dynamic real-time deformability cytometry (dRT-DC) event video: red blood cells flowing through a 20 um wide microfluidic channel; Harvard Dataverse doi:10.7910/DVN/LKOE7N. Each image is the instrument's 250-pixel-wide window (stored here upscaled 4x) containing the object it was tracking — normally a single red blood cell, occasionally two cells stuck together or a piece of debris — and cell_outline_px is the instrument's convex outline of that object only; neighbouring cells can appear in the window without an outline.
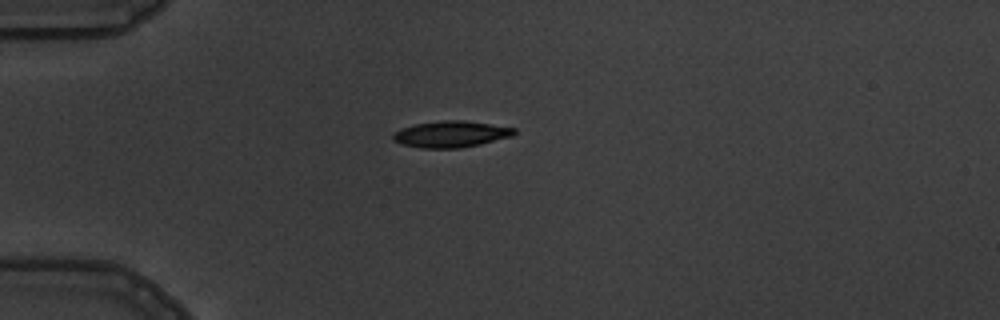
{"species": "common noctule bat (a hibernating species)", "species_latin": "Nyctalus noctula", "temperature_condition": "warm", "stored_images_in_passage": 4, "camera_frame_rate_fps": 3000, "um_per_image_px": 0.085, "animal": {"sex": "male", "body_mass_g": 19.5, "forearm_length_mm": 54.6}, "frame": {"image": 1, "passage_image": 1, "time_ms": 0.0, "image_size_px": [1000, 320], "cell_outline_px": [[516, 132], [512, 136], [480, 144], [460, 148], [420, 148], [404, 144], [392, 140], [392, 132], [400, 128], [416, 124], [444, 120], [464, 120], [516, 128]], "centroid_in_image_um": [38.31, 11.4], "position_along_channel_um": 46.7, "area_um2": 18.61}}
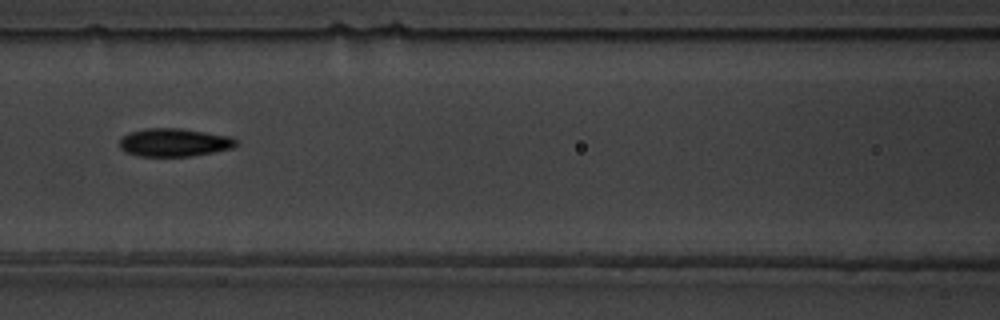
{"frame": {"image": 2, "passage_image": 4, "time_ms": 3.333, "image_size_px": [1000, 320], "cell_outline_px": [[240, 144], [232, 148], [192, 156], [140, 156], [124, 152], [120, 148], [120, 136], [128, 132], [148, 128], [180, 128], [232, 136]], "centroid_in_image_um": [14.8, 12.1], "position_along_channel_um": 151.8, "area_um2": 19.31}}